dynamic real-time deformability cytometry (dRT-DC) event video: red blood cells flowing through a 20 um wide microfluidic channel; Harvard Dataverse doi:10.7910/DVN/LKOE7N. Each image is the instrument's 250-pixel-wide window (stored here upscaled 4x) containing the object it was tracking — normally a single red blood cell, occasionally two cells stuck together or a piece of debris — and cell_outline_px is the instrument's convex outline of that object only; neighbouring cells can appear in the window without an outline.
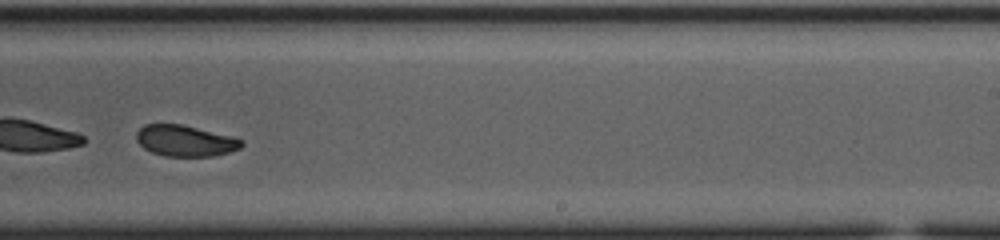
{"species": "common noctule bat (a hibernating species)", "species_latin": "Nyctalus noctula", "temperature_condition": "cold", "stored_images_in_passage": 54, "camera_frame_rate_fps": 3000, "um_per_image_px": 0.085, "animal": {"sex": "female", "body_mass_g": 23.0, "forearm_length_mm": 53.4}, "frame": {"image": 1, "passage_image": 34, "time_ms": 11.0, "image_size_px": [1000, 240], "cell_outline_px": [[244, 144], [240, 148], [228, 152], [212, 156], [164, 156], [152, 152], [144, 148], [136, 140], [136, 132], [144, 124], [180, 124], [244, 140]], "centroid_in_image_um": [15.7, 11.97], "position_along_channel_um": 273.3, "area_um2": 18.79}}